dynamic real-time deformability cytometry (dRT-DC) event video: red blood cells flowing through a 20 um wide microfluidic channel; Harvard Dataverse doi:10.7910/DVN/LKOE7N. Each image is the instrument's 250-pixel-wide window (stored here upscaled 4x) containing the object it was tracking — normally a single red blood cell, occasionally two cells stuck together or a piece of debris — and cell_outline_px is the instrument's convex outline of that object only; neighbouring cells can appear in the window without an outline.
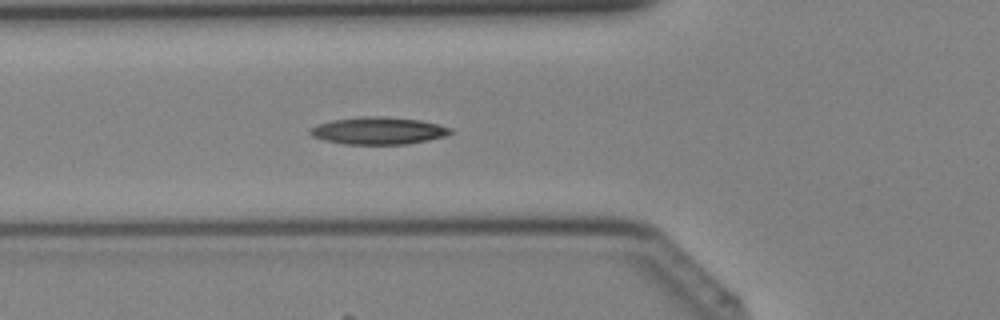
{"species": "Egyptian fruit bat (a non-hibernating species)", "species_latin": "Rousettus aegyptiacus", "temperature_condition": "cold", "stored_images_in_passage": 40, "camera_frame_rate_fps": 3000, "um_per_image_px": 0.085, "animal": {"sex": "female"}, "frame": {"image": 1, "passage_image": 14, "time_ms": 4.333, "image_size_px": [1000, 320], "cell_outline_px": [[452, 132], [444, 136], [428, 140], [408, 144], [344, 144], [324, 140], [312, 136], [308, 132], [312, 128], [320, 124], [332, 120], [364, 116], [380, 116], [420, 120], [452, 128]], "centroid_in_image_um": [32.16, 11.11], "position_along_channel_um": 93.6, "area_um2": 22.08}}
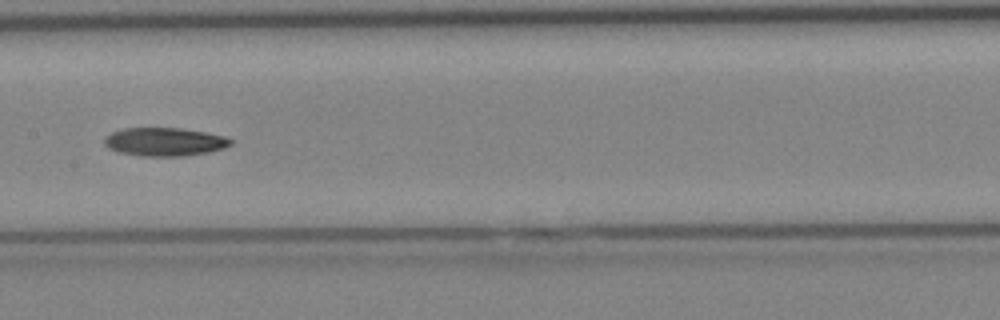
{"frame": {"image": 2, "passage_image": 20, "time_ms": 6.333, "image_size_px": [1000, 320], "cell_outline_px": [[232, 144], [224, 148], [208, 152], [184, 156], [144, 156], [120, 152], [108, 148], [104, 144], [104, 136], [112, 132], [124, 128], [180, 128], [204, 132], [224, 136], [232, 140]], "centroid_in_image_um": [13.97, 12.05], "position_along_channel_um": 193.4, "area_um2": 20.81}}
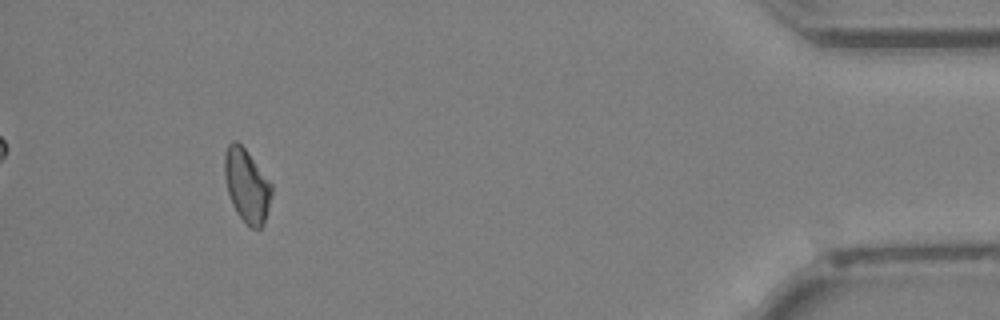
{"frame": {"image": 3, "passage_image": 37, "time_ms": 12.0, "image_size_px": [1000, 320], "cell_outline_px": [[272, 192], [264, 224], [260, 228], [252, 228], [236, 212], [232, 204], [228, 192], [224, 176], [224, 156], [228, 144], [232, 140], [236, 140], [248, 152], [272, 184]], "centroid_in_image_um": [20.97, 15.75], "position_along_channel_um": 414.2, "area_um2": 19.94}}